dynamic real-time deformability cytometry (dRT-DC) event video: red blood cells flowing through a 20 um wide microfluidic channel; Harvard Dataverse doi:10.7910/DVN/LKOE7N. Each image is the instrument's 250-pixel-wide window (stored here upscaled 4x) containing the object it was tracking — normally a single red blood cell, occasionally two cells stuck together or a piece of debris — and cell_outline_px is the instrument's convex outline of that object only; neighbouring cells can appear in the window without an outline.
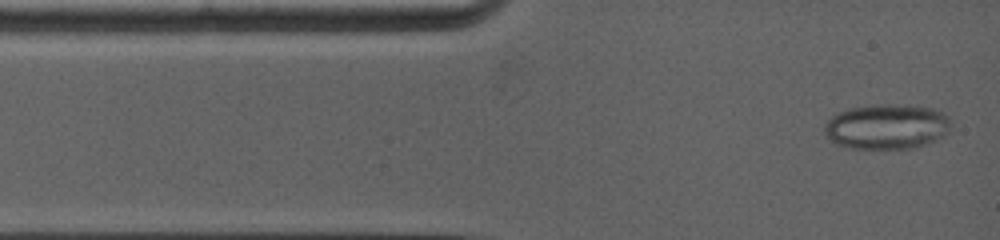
{"species": "common noctule bat (a hibernating species)", "species_latin": "Nyctalus noctula", "temperature_condition": "warm", "stored_images_in_passage": 5, "camera_frame_rate_fps": 5000, "um_per_image_px": 0.085, "animal": {"sex": "female", "body_mass_g": 19.0, "forearm_length_mm": 53.3}, "frame": {"image": 1, "passage_image": 1, "time_ms": 0.0, "image_size_px": [1000, 240], "cell_outline_px": [[948, 132], [944, 136], [936, 140], [916, 148], [852, 148], [836, 144], [824, 136], [824, 124], [832, 116], [840, 112], [852, 108], [876, 104], [904, 104], [932, 108], [948, 116]], "centroid_in_image_um": [75.35, 10.76], "position_along_channel_um": 9.6, "area_um2": 33.23}}